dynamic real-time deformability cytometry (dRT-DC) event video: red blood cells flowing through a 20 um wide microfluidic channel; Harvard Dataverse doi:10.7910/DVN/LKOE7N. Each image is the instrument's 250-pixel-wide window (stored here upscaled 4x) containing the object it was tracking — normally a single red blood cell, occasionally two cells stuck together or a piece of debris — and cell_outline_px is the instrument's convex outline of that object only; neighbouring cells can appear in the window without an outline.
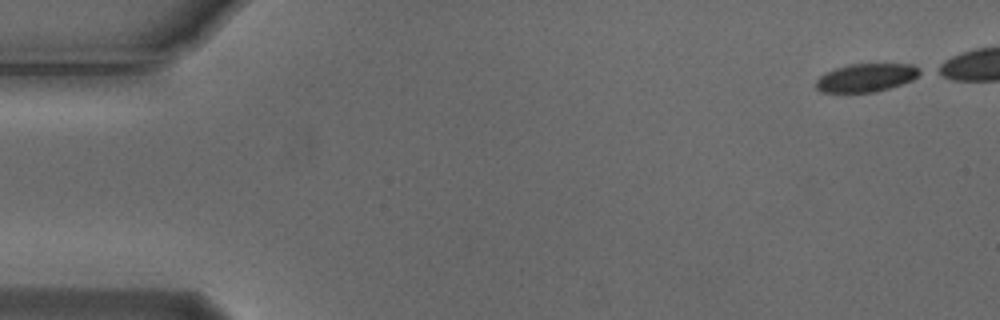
{"species": "Egyptian fruit bat (a non-hibernating species)", "species_latin": "Rousettus aegyptiacus", "temperature_condition": "cold", "stored_images_in_passage": 43, "camera_frame_rate_fps": 3000, "um_per_image_px": 0.085, "animal": {"sex": "male"}, "frame": {"image": 1, "passage_image": 1, "time_ms": 0.0, "image_size_px": [1000, 320], "cell_outline_px": [[924, 72], [912, 80], [876, 92], [820, 92], [816, 88], [816, 80], [820, 76], [836, 68], [848, 64], [912, 64], [920, 68]], "centroid_in_image_um": [73.65, 6.59], "position_along_channel_um": 11.3, "area_um2": 17.05}}
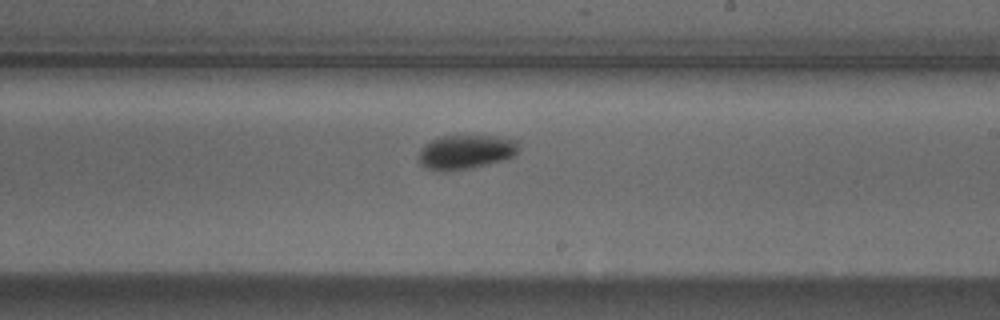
{"frame": {"image": 2, "passage_image": 30, "time_ms": 9.667, "image_size_px": [1000, 320], "cell_outline_px": [[520, 148], [512, 156], [504, 160], [472, 168], [448, 172], [436, 172], [424, 168], [416, 160], [416, 156], [424, 144], [440, 136], [496, 136], [516, 140]], "centroid_in_image_um": [39.51, 12.95], "position_along_channel_um": 249.5, "area_um2": 20.46}}
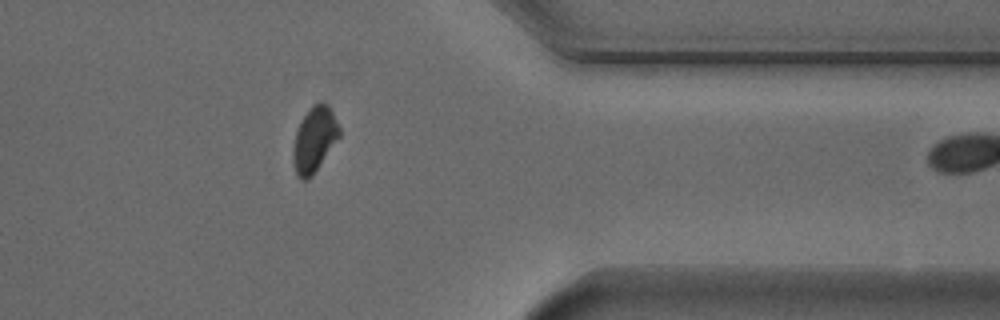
{"frame": {"image": 3, "passage_image": 42, "time_ms": 13.667, "image_size_px": [1000, 320], "cell_outline_px": [[340, 136], [312, 176], [308, 180], [300, 180], [296, 176], [292, 160], [292, 148], [296, 128], [312, 104], [320, 100], [328, 104], [340, 128]], "centroid_in_image_um": [26.69, 11.86], "position_along_channel_um": 384.7, "area_um2": 17.86}}